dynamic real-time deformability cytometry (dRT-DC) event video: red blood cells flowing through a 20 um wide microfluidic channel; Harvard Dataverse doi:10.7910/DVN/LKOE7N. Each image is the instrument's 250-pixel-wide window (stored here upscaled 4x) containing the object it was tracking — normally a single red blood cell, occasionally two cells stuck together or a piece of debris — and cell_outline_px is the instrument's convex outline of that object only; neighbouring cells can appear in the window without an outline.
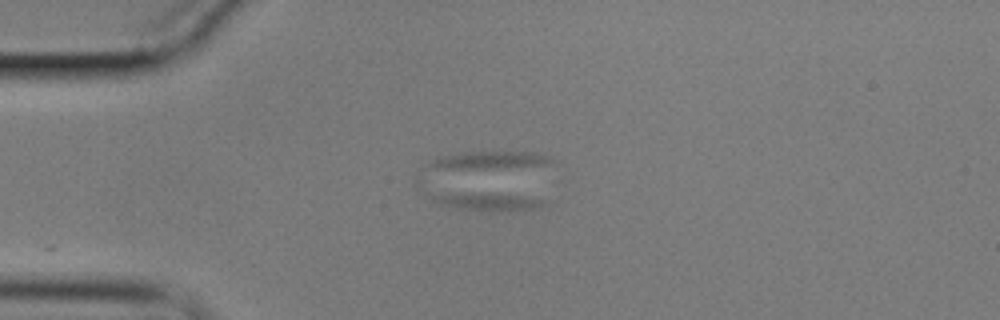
{"species": "common noctule bat (a hibernating species)", "species_latin": "Nyctalus noctula", "temperature_condition": "cold", "stored_images_in_passage": 65, "camera_frame_rate_fps": 3000, "um_per_image_px": 0.085, "animal": {"sex": "male", "body_mass_g": 17.9}, "frame": {"image": 1, "passage_image": 1, "time_ms": 0.0, "image_size_px": [1000, 320], "cell_outline_px": [[548, 204], [540, 208], [452, 208], [440, 204], [432, 200], [432, 196], [468, 192], [524, 196], [544, 200]], "centroid_in_image_um": [41.46, 17.09], "position_along_channel_um": 43.5, "area_um2": 10.29}}